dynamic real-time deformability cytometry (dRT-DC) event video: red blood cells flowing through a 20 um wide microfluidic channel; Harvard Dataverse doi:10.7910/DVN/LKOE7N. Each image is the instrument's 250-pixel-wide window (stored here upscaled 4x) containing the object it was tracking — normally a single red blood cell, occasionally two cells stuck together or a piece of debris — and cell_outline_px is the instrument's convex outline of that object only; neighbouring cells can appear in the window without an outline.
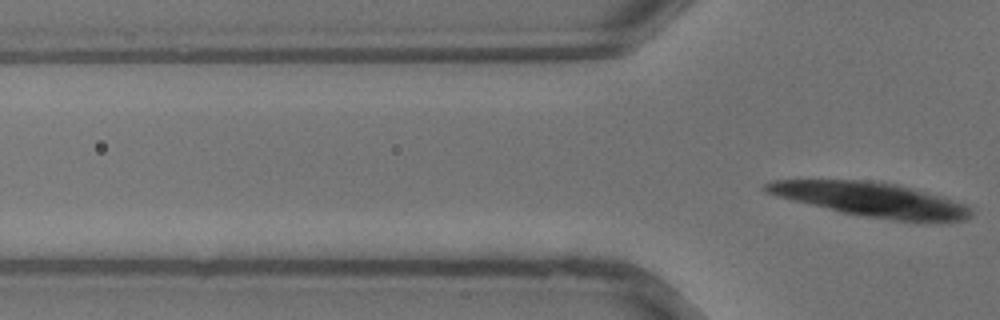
{"species": "common noctule bat (a hibernating species)", "species_latin": "Nyctalus noctula", "temperature_condition": "warm", "stored_images_in_passage": 15, "segment_of_instrument_passage": [2, 2], "camera_frame_rate_fps": 3000, "um_per_image_px": 0.085, "animal": {"sex": "male", "body_mass_g": 13.3}, "frame": {"image": 1, "passage_image": 15, "time_ms": 4.667, "image_size_px": [1000, 320], "cell_outline_px": [[972, 216], [964, 220], [892, 220], [864, 216], [844, 212], [764, 192], [764, 184], [772, 180], [868, 180], [896, 184], [912, 188], [940, 196], [964, 204], [972, 208]], "centroid_in_image_um": [74.06, 16.94], "position_along_channel_um": 51.7, "area_um2": 39.71}}